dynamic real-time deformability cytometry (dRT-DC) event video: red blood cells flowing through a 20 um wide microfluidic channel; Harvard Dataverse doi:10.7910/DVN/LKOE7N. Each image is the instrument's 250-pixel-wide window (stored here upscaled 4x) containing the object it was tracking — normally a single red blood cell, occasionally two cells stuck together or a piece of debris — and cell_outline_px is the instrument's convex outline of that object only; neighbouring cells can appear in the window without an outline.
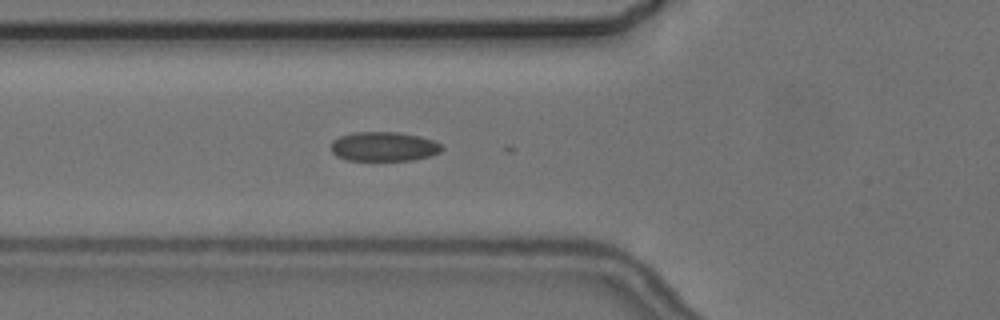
{"species": "common noctule bat (a hibernating species)", "species_latin": "Nyctalus noctula", "temperature_condition": "cold", "stored_images_in_passage": 4, "camera_frame_rate_fps": 3000, "um_per_image_px": 0.085, "animal": {"sex": "female", "body_mass_g": 24.6, "forearm_length_mm": 56.2}, "frame": {"image": 1, "passage_image": 4, "time_ms": 4.667, "image_size_px": [1000, 320], "cell_outline_px": [[444, 148], [440, 152], [428, 156], [412, 160], [348, 160], [336, 156], [332, 152], [332, 140], [340, 136], [352, 132], [396, 132], [420, 136], [432, 140], [440, 144]], "centroid_in_image_um": [32.61, 12.45], "position_along_channel_um": 93.2, "area_um2": 18.9}}